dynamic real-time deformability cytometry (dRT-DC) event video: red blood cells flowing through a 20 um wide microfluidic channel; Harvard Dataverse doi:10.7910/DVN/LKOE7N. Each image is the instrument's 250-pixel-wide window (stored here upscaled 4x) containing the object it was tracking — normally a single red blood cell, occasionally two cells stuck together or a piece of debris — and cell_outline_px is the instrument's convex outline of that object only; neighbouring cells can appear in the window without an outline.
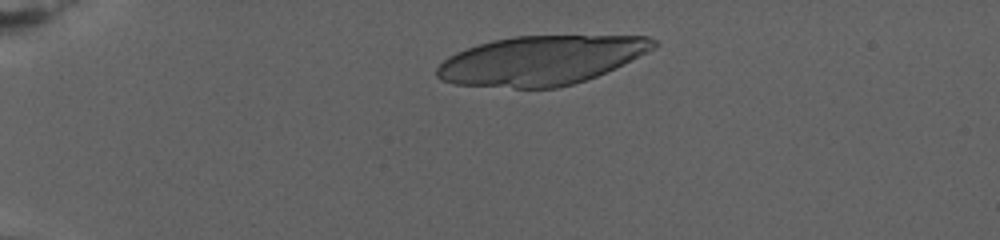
{"species": "human", "species_latin": "Homo sapiens", "temperature_condition": "warm", "stored_images_in_passage": 30, "camera_frame_rate_fps": 3000, "um_per_image_px": 0.085, "donor": {"sex": "female"}, "frame": {"image": 1, "passage_image": 5, "time_ms": 2.667, "image_size_px": [1000, 240], "cell_outline_px": [[660, 44], [648, 52], [596, 76], [572, 84], [556, 88], [512, 88], [456, 84], [440, 80], [436, 76], [436, 68], [448, 56], [456, 52], [476, 44], [492, 40], [516, 36], [648, 36], [656, 40]], "centroid_in_image_um": [45.95, 5.13], "position_along_channel_um": 39.0, "area_um2": 61.9}}
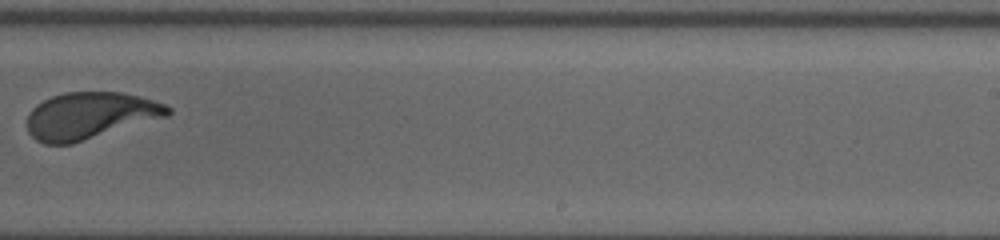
{"frame": {"image": 2, "passage_image": 29, "time_ms": 14.667, "image_size_px": [1000, 240], "cell_outline_px": [[172, 112], [168, 116], [72, 144], [44, 144], [36, 140], [28, 132], [28, 112], [36, 104], [52, 96], [64, 92], [120, 92], [152, 100], [164, 104], [172, 108]], "centroid_in_image_um": [7.63, 9.83], "position_along_channel_um": 281.4, "area_um2": 38.32}}